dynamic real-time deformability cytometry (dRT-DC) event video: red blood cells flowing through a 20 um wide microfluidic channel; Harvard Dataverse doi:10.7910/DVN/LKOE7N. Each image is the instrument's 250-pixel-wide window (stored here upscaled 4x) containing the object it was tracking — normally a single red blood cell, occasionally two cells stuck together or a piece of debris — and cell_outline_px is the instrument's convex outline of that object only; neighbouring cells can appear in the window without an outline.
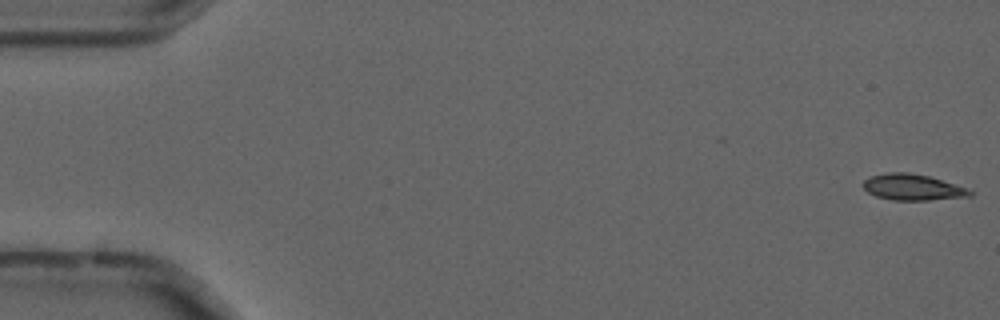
{"species": "common noctule bat (a hibernating species)", "species_latin": "Nyctalus noctula", "temperature_condition": "cold", "stored_images_in_passage": 13, "camera_frame_rate_fps": 3000, "um_per_image_px": 0.085, "animal": {"sex": "male", "forearm_length_mm": 52.5}, "frame": {"image": 1, "passage_image": 1, "time_ms": 0.0, "image_size_px": [1000, 320], "cell_outline_px": [[972, 196], [928, 200], [892, 200], [876, 196], [868, 192], [860, 184], [864, 180], [872, 176], [888, 172], [908, 172], [928, 176], [964, 188], [972, 192]], "centroid_in_image_um": [77.5, 15.92], "position_along_channel_um": 7.5, "area_um2": 15.95}}